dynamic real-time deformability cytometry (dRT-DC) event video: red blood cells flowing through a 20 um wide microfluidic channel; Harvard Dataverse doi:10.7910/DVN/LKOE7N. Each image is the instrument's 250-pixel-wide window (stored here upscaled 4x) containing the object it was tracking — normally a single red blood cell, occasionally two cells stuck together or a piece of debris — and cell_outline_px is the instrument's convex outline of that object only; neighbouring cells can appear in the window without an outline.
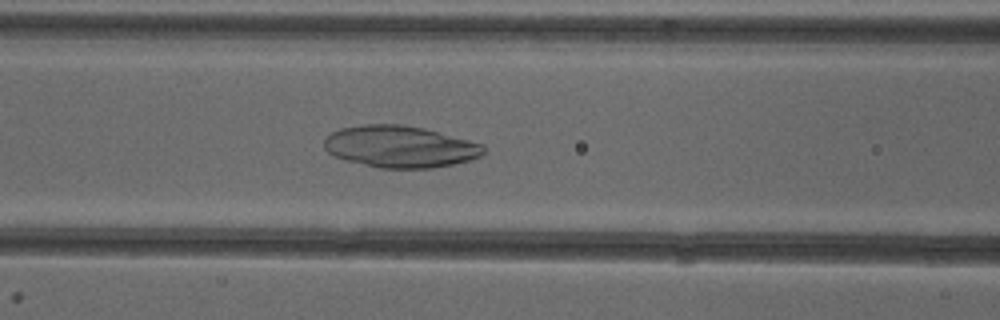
{"species": "common noctule bat (a hibernating species)", "species_latin": "Nyctalus noctula", "temperature_condition": "cold", "stored_images_in_passage": 23, "camera_frame_rate_fps": 3000, "um_per_image_px": 0.085, "animal": {"sex": "female"}, "frame": {"image": 1, "passage_image": 10, "time_ms": 3.0, "image_size_px": [1000, 320], "cell_outline_px": [[484, 152], [480, 156], [468, 160], [452, 164], [432, 168], [380, 168], [344, 160], [332, 156], [324, 148], [324, 140], [332, 132], [340, 128], [364, 124], [404, 124], [424, 128], [484, 144]], "centroid_in_image_um": [33.97, 12.46], "position_along_channel_um": 132.6, "area_um2": 38.9}}
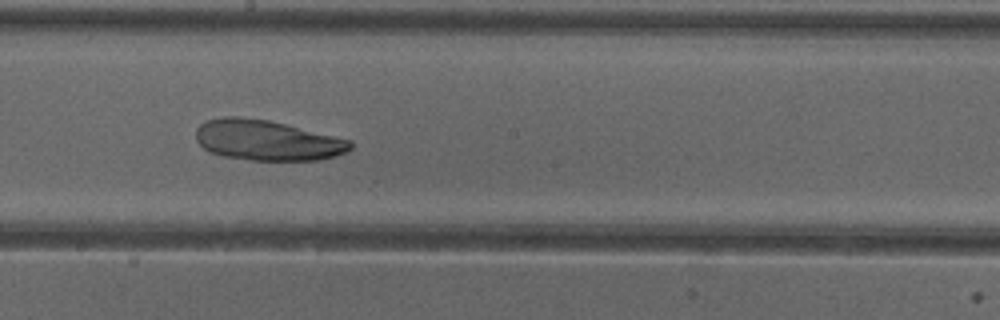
{"frame": {"image": 2, "passage_image": 17, "time_ms": 5.333, "image_size_px": [1000, 320], "cell_outline_px": [[352, 148], [348, 152], [336, 156], [316, 160], [252, 160], [224, 156], [208, 152], [196, 140], [196, 128], [200, 124], [208, 120], [224, 116], [236, 116], [268, 120], [352, 140]], "centroid_in_image_um": [22.7, 11.92], "position_along_channel_um": 225.5, "area_um2": 36.36}}
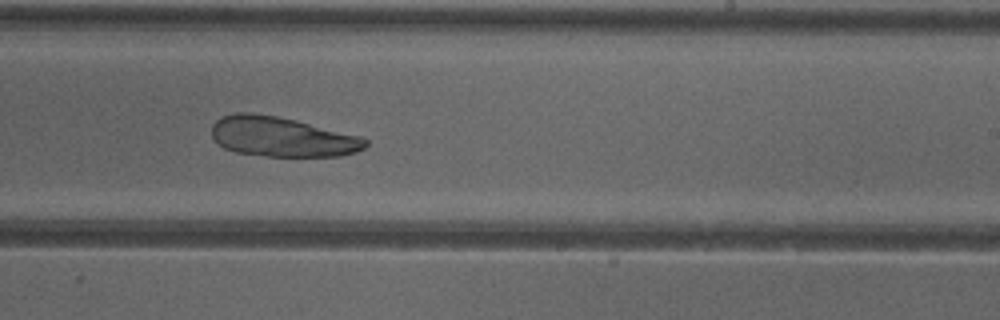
{"frame": {"image": 3, "passage_image": 20, "time_ms": 6.333, "image_size_px": [1000, 320], "cell_outline_px": [[368, 144], [364, 148], [356, 152], [340, 156], [268, 156], [236, 152], [224, 148], [212, 136], [212, 124], [220, 116], [236, 112], [252, 112], [276, 116], [296, 120], [360, 136], [368, 140]], "centroid_in_image_um": [23.95, 11.62], "position_along_channel_um": 265.0, "area_um2": 35.72}}